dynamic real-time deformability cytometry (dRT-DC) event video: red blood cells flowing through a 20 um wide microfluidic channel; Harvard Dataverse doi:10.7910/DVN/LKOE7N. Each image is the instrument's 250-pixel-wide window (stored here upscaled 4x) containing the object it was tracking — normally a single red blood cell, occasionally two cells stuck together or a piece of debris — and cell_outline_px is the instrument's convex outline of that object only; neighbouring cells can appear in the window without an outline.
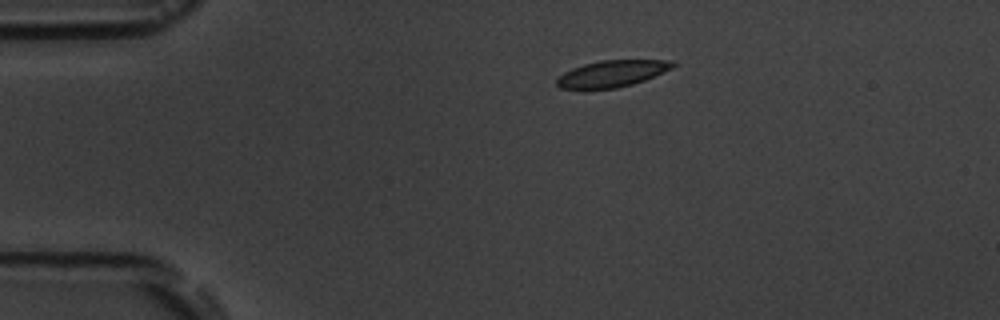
{"species": "common noctule bat (a hibernating species)", "species_latin": "Nyctalus noctula", "temperature_condition": "room temperature", "stored_images_in_passage": 9, "camera_frame_rate_fps": 3000, "um_per_image_px": 0.085, "animal": {"sex": "male", "body_mass_g": 19.5, "forearm_length_mm": 54.6}, "frame": {"image": 1, "passage_image": 1, "time_ms": 0.0, "image_size_px": [1000, 320], "cell_outline_px": [[676, 64], [672, 68], [644, 80], [632, 84], [616, 88], [560, 88], [556, 84], [556, 80], [564, 72], [572, 68], [584, 64], [600, 60], [672, 60]], "centroid_in_image_um": [52.03, 6.24], "position_along_channel_um": 33.0, "area_um2": 17.69}}
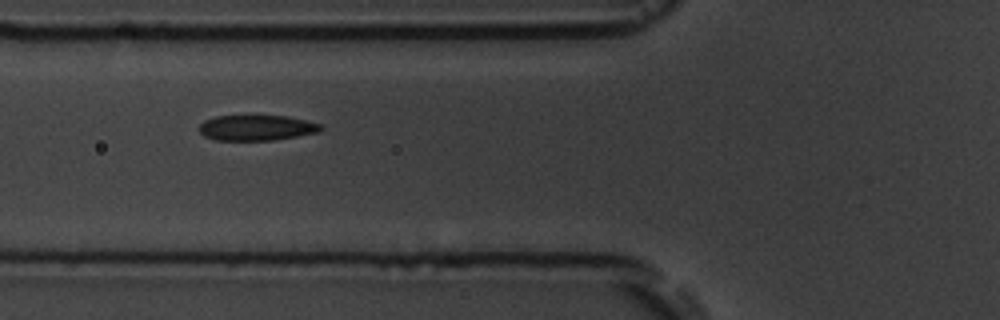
{"frame": {"image": 2, "passage_image": 4, "time_ms": 3.333, "image_size_px": [1000, 320], "cell_outline_px": [[324, 128], [320, 132], [272, 140], [216, 140], [204, 136], [200, 132], [200, 124], [204, 120], [216, 116], [288, 116], [320, 124]], "centroid_in_image_um": [21.81, 10.86], "position_along_channel_um": 104.0, "area_um2": 17.92}}
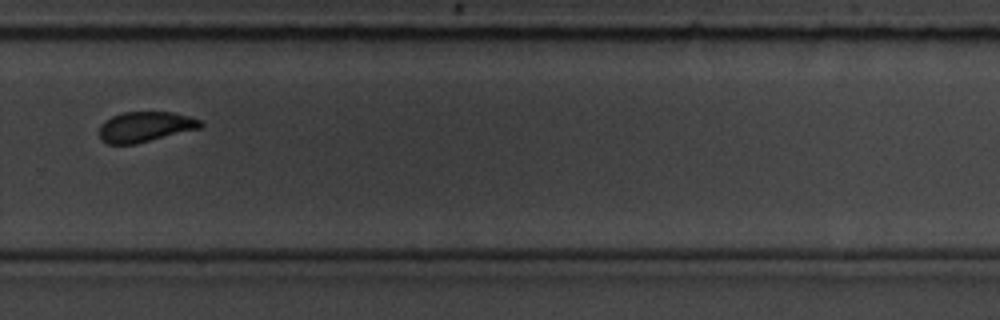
{"frame": {"image": 3, "passage_image": 9, "time_ms": 9.333, "image_size_px": [1000, 320], "cell_outline_px": [[204, 124], [200, 128], [136, 144], [108, 144], [100, 140], [100, 124], [112, 116], [124, 112], [172, 112], [204, 120]], "centroid_in_image_um": [12.36, 10.78], "position_along_channel_um": 317.4, "area_um2": 17.92}}